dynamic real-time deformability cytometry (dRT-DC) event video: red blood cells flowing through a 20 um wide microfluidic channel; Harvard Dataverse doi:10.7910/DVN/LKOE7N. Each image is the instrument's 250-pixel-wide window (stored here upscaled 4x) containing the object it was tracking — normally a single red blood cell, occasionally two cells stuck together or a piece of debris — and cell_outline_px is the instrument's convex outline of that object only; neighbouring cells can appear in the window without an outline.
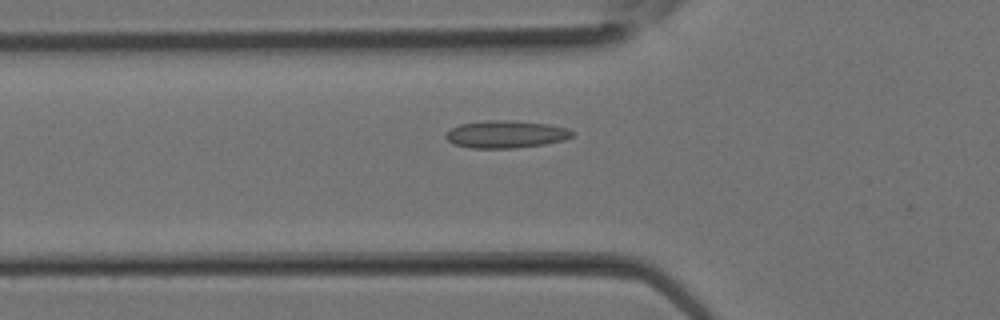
{"species": "Egyptian fruit bat (a non-hibernating species)", "species_latin": "Rousettus aegyptiacus", "temperature_condition": "room temperature", "stored_images_in_passage": 22, "camera_frame_rate_fps": 3000, "um_per_image_px": 0.085, "animal": {"sex": "female"}, "frame": {"image": 1, "passage_image": 4, "time_ms": 1.0, "image_size_px": [1000, 320], "cell_outline_px": [[572, 136], [564, 140], [544, 144], [512, 148], [472, 148], [456, 144], [448, 140], [444, 136], [452, 128], [460, 124], [488, 120], [508, 120], [548, 124], [568, 128], [572, 132]], "centroid_in_image_um": [43.01, 11.41], "position_along_channel_um": 82.8, "area_um2": 19.94}}
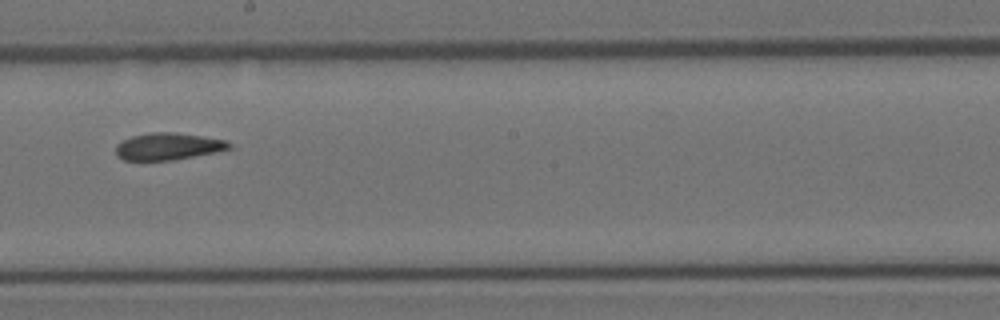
{"frame": {"image": 2, "passage_image": 11, "time_ms": 3.333, "image_size_px": [1000, 320], "cell_outline_px": [[232, 148], [172, 160], [124, 160], [116, 156], [116, 144], [132, 136], [152, 132], [176, 132], [228, 140], [232, 144]], "centroid_in_image_um": [14.28, 12.43], "position_along_channel_um": 233.9, "area_um2": 17.74}}
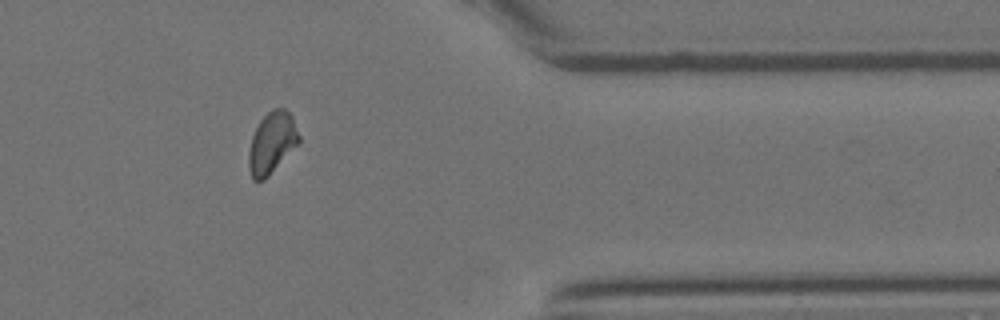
{"frame": {"image": 3, "passage_image": 19, "time_ms": 6.0, "image_size_px": [1000, 320], "cell_outline_px": [[300, 140], [264, 180], [252, 180], [248, 168], [248, 152], [252, 136], [260, 120], [272, 108], [284, 108], [292, 116], [300, 136]], "centroid_in_image_um": [23.08, 12.12], "position_along_channel_um": 388.3, "area_um2": 17.69}}